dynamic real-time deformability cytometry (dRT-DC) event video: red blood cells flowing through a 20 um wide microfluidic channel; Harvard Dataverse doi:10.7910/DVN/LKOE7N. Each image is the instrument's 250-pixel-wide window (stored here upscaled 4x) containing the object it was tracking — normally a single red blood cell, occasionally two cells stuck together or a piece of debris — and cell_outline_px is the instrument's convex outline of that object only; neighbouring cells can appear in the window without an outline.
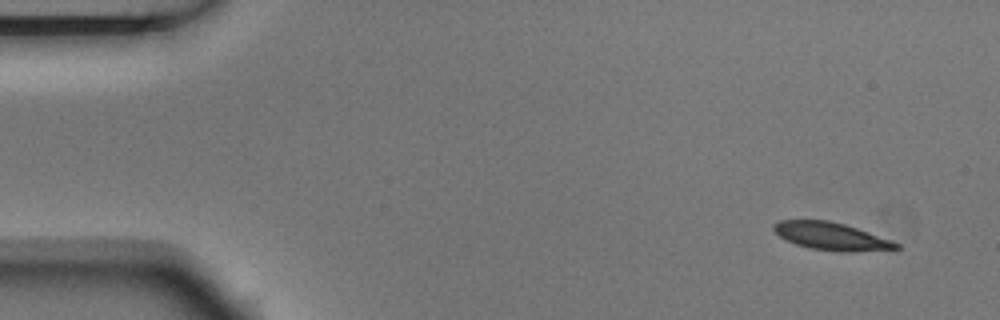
{"species": "Egyptian fruit bat (a non-hibernating species)", "species_latin": "Rousettus aegyptiacus", "temperature_condition": "room temperature", "stored_images_in_passage": 5, "camera_frame_rate_fps": 3000, "um_per_image_px": 0.085, "animal": {"sex": "male"}, "frame": {"image": 1, "passage_image": 1, "time_ms": 0.0, "image_size_px": [1000, 320], "cell_outline_px": [[900, 248], [856, 252], [836, 252], [808, 248], [796, 244], [780, 236], [772, 228], [772, 224], [780, 220], [828, 220], [844, 224], [892, 240], [900, 244]], "centroid_in_image_um": [70.66, 20.09], "position_along_channel_um": 14.3, "area_um2": 19.71}}
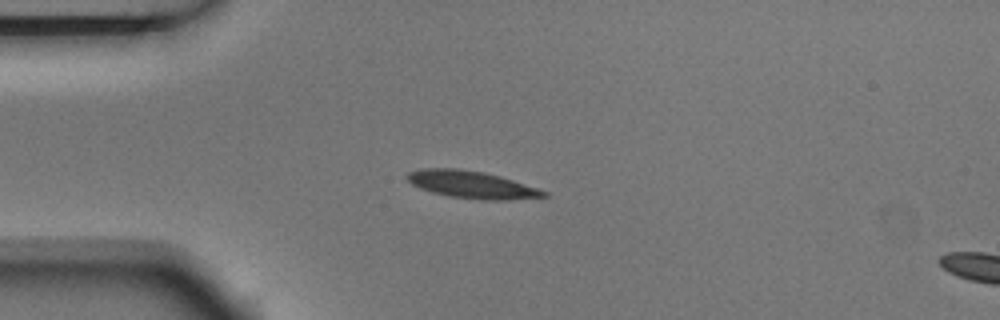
{"frame": {"image": 2, "passage_image": 4, "time_ms": 1.0, "image_size_px": [1000, 320], "cell_outline_px": [[548, 196], [504, 200], [480, 200], [448, 196], [432, 192], [420, 188], [412, 184], [404, 176], [408, 172], [424, 168], [456, 168], [484, 172], [500, 176], [548, 192]], "centroid_in_image_um": [40.05, 15.69], "position_along_channel_um": 45.0, "area_um2": 21.62}}